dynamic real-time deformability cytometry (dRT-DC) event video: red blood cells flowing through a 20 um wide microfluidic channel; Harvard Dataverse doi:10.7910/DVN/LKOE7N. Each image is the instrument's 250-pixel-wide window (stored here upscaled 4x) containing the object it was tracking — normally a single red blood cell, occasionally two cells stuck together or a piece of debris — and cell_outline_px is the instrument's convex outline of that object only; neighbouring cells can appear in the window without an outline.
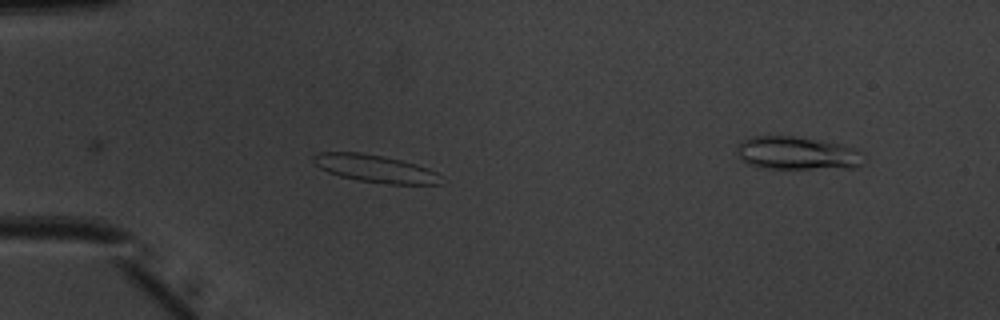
{"species": "common noctule bat (a hibernating species)", "species_latin": "Nyctalus noctula", "temperature_condition": "warm", "stored_images_in_passage": 8, "segment_of_instrument_passage": [1, 2], "camera_frame_rate_fps": 3000, "um_per_image_px": 0.085, "animal": {"sex": "male", "body_mass_g": 20.1, "forearm_length_mm": 53.5}, "frame": {"image": 1, "passage_image": 6, "time_ms": 1.667, "image_size_px": [1000, 320], "cell_outline_px": [[440, 184], [392, 184], [356, 180], [340, 176], [328, 172], [320, 168], [312, 160], [312, 156], [316, 152], [360, 152], [384, 156], [416, 164], [428, 168], [436, 172]], "centroid_in_image_um": [31.82, 14.31], "position_along_channel_um": 53.2, "area_um2": 20.29}}